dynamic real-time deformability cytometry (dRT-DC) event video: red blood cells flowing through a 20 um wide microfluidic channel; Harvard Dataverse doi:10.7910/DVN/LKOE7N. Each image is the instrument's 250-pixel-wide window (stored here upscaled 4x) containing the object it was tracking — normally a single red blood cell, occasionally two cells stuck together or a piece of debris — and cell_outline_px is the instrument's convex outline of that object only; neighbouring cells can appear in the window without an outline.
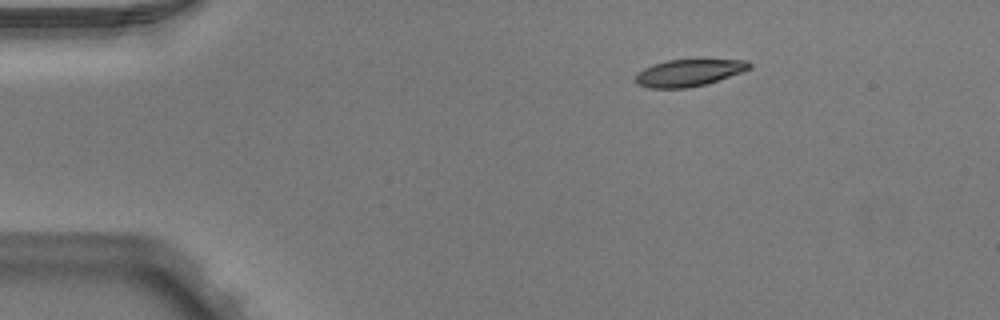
{"species": "Egyptian fruit bat (a non-hibernating species)", "species_latin": "Rousettus aegyptiacus", "temperature_condition": "warm", "stored_images_in_passage": 2, "camera_frame_rate_fps": 3000, "um_per_image_px": 0.085, "animal": {"sex": "male"}, "frame": {"image": 1, "passage_image": 2, "time_ms": 0.333, "image_size_px": [1000, 320], "cell_outline_px": [[752, 68], [704, 84], [684, 88], [648, 88], [636, 84], [636, 76], [644, 68], [652, 64], [668, 60], [700, 56], [748, 60], [752, 64]], "centroid_in_image_um": [58.61, 6.11], "position_along_channel_um": 26.4, "area_um2": 18.67}}